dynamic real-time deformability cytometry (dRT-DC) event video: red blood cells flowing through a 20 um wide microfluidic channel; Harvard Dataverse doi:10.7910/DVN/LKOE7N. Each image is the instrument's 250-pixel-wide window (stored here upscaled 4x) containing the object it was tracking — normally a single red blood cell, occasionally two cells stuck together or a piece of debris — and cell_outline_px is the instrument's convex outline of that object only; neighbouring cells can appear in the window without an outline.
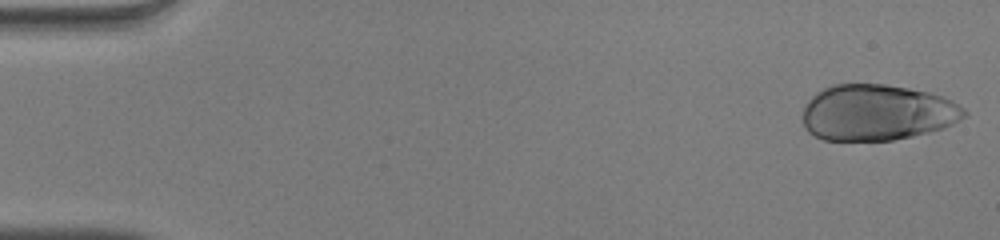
{"species": "human", "species_latin": "Homo sapiens", "temperature_condition": "warm", "stored_images_in_passage": 50, "camera_frame_rate_fps": 3000, "um_per_image_px": 0.085, "donor": {"sex": "male"}, "frame": {"image": 1, "passage_image": 1, "time_ms": 0.0, "image_size_px": [1000, 240], "cell_outline_px": [[968, 116], [944, 128], [912, 136], [892, 140], [824, 140], [808, 132], [800, 116], [804, 104], [816, 92], [832, 84], [884, 84], [908, 88], [928, 92], [944, 96], [952, 100], [964, 108], [968, 112]], "centroid_in_image_um": [74.55, 9.56], "position_along_channel_um": 10.5, "area_um2": 53.23}}
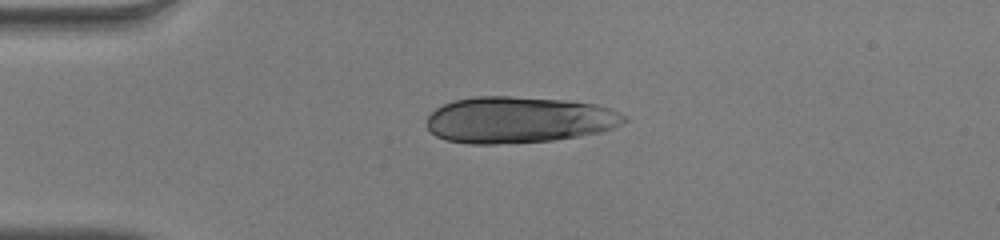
{"frame": {"image": 2, "passage_image": 12, "time_ms": 3.667, "image_size_px": [1000, 240], "cell_outline_px": [[628, 120], [612, 128], [600, 132], [552, 140], [496, 144], [468, 144], [448, 140], [436, 136], [424, 124], [428, 116], [436, 108], [452, 100], [476, 96], [508, 96], [564, 100], [596, 104], [620, 112]], "centroid_in_image_um": [44.05, 10.18], "position_along_channel_um": 40.9, "area_um2": 53.29}}